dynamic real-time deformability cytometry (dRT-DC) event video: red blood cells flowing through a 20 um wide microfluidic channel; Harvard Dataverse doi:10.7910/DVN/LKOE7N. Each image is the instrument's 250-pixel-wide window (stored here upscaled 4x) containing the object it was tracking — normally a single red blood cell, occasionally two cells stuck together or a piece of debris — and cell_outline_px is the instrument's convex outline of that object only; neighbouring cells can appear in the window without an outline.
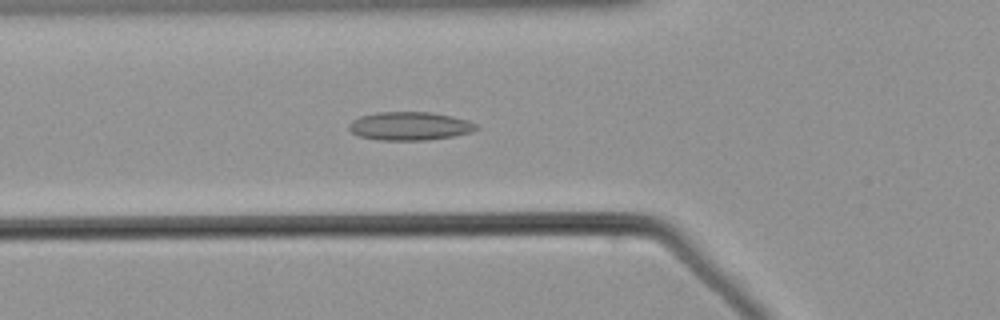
{"species": "common noctule bat (a hibernating species)", "species_latin": "Nyctalus noctula", "temperature_condition": "warm", "stored_images_in_passage": 40, "camera_frame_rate_fps": 3000, "um_per_image_px": 0.085, "animal": {"sex": "male", "body_mass_g": 21.5, "forearm_length_mm": 52.0}, "frame": {"image": 1, "passage_image": 5, "time_ms": 1.333, "image_size_px": [1000, 320], "cell_outline_px": [[480, 128], [472, 132], [456, 136], [428, 140], [380, 140], [360, 136], [352, 132], [348, 128], [348, 124], [352, 120], [360, 116], [376, 112], [432, 112], [452, 116], [468, 120], [476, 124]], "centroid_in_image_um": [34.86, 10.71], "position_along_channel_um": 90.9, "area_um2": 21.27}}
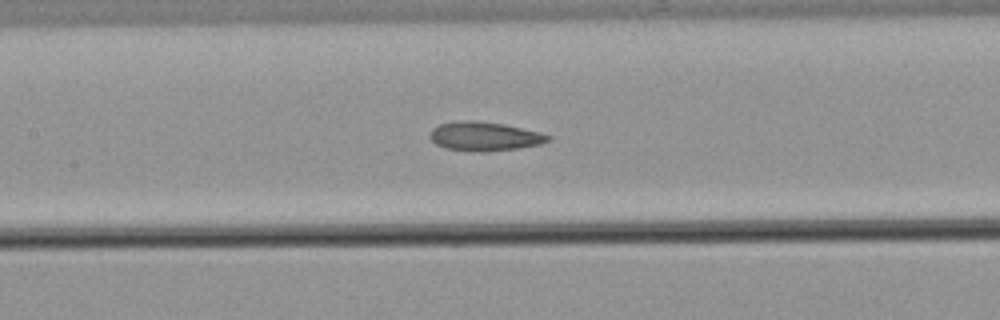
{"frame": {"image": 2, "passage_image": 11, "time_ms": 3.333, "image_size_px": [1000, 320], "cell_outline_px": [[552, 140], [540, 144], [520, 148], [480, 152], [444, 148], [436, 144], [428, 136], [428, 132], [432, 128], [440, 124], [460, 120], [472, 120], [504, 124], [540, 132], [552, 136]], "centroid_in_image_um": [41.18, 11.58], "position_along_channel_um": 166.2, "area_um2": 20.11}}
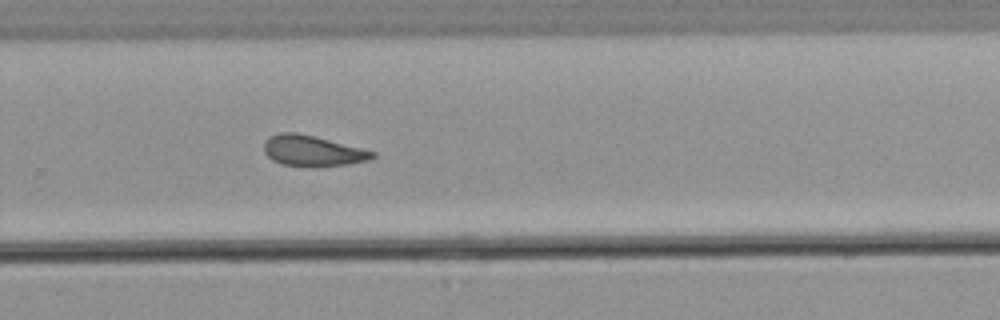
{"frame": {"image": 3, "passage_image": 22, "time_ms": 7.0, "image_size_px": [1000, 320], "cell_outline_px": [[376, 156], [368, 160], [344, 164], [312, 168], [280, 164], [272, 160], [264, 152], [264, 144], [272, 136], [280, 132], [296, 132], [376, 152]], "centroid_in_image_um": [26.54, 12.85], "position_along_channel_um": 303.3, "area_um2": 19.19}}